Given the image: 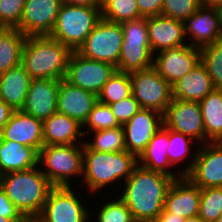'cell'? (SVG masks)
<instances>
[{
    "mask_svg": "<svg viewBox=\"0 0 222 222\" xmlns=\"http://www.w3.org/2000/svg\"><path fill=\"white\" fill-rule=\"evenodd\" d=\"M173 180L164 173L149 170L138 164L122 184L124 189L120 191L119 197L132 212L136 222L155 221L163 211Z\"/></svg>",
    "mask_w": 222,
    "mask_h": 222,
    "instance_id": "1",
    "label": "cell"
},
{
    "mask_svg": "<svg viewBox=\"0 0 222 222\" xmlns=\"http://www.w3.org/2000/svg\"><path fill=\"white\" fill-rule=\"evenodd\" d=\"M138 165V157L128 151L100 152L83 144V184L89 194L100 193L113 183L121 186ZM121 182H118L120 181ZM117 182V183H116ZM92 192V193H91Z\"/></svg>",
    "mask_w": 222,
    "mask_h": 222,
    "instance_id": "2",
    "label": "cell"
},
{
    "mask_svg": "<svg viewBox=\"0 0 222 222\" xmlns=\"http://www.w3.org/2000/svg\"><path fill=\"white\" fill-rule=\"evenodd\" d=\"M72 51L49 35L27 36L21 64L32 79H64Z\"/></svg>",
    "mask_w": 222,
    "mask_h": 222,
    "instance_id": "3",
    "label": "cell"
},
{
    "mask_svg": "<svg viewBox=\"0 0 222 222\" xmlns=\"http://www.w3.org/2000/svg\"><path fill=\"white\" fill-rule=\"evenodd\" d=\"M0 185L25 217L41 214L48 193L54 187L39 166L0 175Z\"/></svg>",
    "mask_w": 222,
    "mask_h": 222,
    "instance_id": "4",
    "label": "cell"
},
{
    "mask_svg": "<svg viewBox=\"0 0 222 222\" xmlns=\"http://www.w3.org/2000/svg\"><path fill=\"white\" fill-rule=\"evenodd\" d=\"M101 19V8L62 3L49 36L71 51H78Z\"/></svg>",
    "mask_w": 222,
    "mask_h": 222,
    "instance_id": "5",
    "label": "cell"
},
{
    "mask_svg": "<svg viewBox=\"0 0 222 222\" xmlns=\"http://www.w3.org/2000/svg\"><path fill=\"white\" fill-rule=\"evenodd\" d=\"M38 165L54 187H70L73 178L83 177V144L44 145Z\"/></svg>",
    "mask_w": 222,
    "mask_h": 222,
    "instance_id": "6",
    "label": "cell"
},
{
    "mask_svg": "<svg viewBox=\"0 0 222 222\" xmlns=\"http://www.w3.org/2000/svg\"><path fill=\"white\" fill-rule=\"evenodd\" d=\"M124 41L116 70L133 72L153 66L154 54L151 51L147 17L121 23Z\"/></svg>",
    "mask_w": 222,
    "mask_h": 222,
    "instance_id": "7",
    "label": "cell"
},
{
    "mask_svg": "<svg viewBox=\"0 0 222 222\" xmlns=\"http://www.w3.org/2000/svg\"><path fill=\"white\" fill-rule=\"evenodd\" d=\"M123 41L121 23L101 19L77 52L85 58L109 63L116 67Z\"/></svg>",
    "mask_w": 222,
    "mask_h": 222,
    "instance_id": "8",
    "label": "cell"
},
{
    "mask_svg": "<svg viewBox=\"0 0 222 222\" xmlns=\"http://www.w3.org/2000/svg\"><path fill=\"white\" fill-rule=\"evenodd\" d=\"M74 190L71 186L53 187L38 218L43 222H91L89 220L94 217L89 210L91 207L82 202L85 197H80Z\"/></svg>",
    "mask_w": 222,
    "mask_h": 222,
    "instance_id": "9",
    "label": "cell"
},
{
    "mask_svg": "<svg viewBox=\"0 0 222 222\" xmlns=\"http://www.w3.org/2000/svg\"><path fill=\"white\" fill-rule=\"evenodd\" d=\"M132 96L141 109H152L164 114L172 101V86L152 66L130 72Z\"/></svg>",
    "mask_w": 222,
    "mask_h": 222,
    "instance_id": "10",
    "label": "cell"
},
{
    "mask_svg": "<svg viewBox=\"0 0 222 222\" xmlns=\"http://www.w3.org/2000/svg\"><path fill=\"white\" fill-rule=\"evenodd\" d=\"M115 71L116 67L109 63L88 59L72 51L64 80L98 96Z\"/></svg>",
    "mask_w": 222,
    "mask_h": 222,
    "instance_id": "11",
    "label": "cell"
},
{
    "mask_svg": "<svg viewBox=\"0 0 222 222\" xmlns=\"http://www.w3.org/2000/svg\"><path fill=\"white\" fill-rule=\"evenodd\" d=\"M164 126L206 144L205 128L199 102L172 99L163 114Z\"/></svg>",
    "mask_w": 222,
    "mask_h": 222,
    "instance_id": "12",
    "label": "cell"
},
{
    "mask_svg": "<svg viewBox=\"0 0 222 222\" xmlns=\"http://www.w3.org/2000/svg\"><path fill=\"white\" fill-rule=\"evenodd\" d=\"M157 53L154 54L153 67L171 86L200 62V48L189 44Z\"/></svg>",
    "mask_w": 222,
    "mask_h": 222,
    "instance_id": "13",
    "label": "cell"
},
{
    "mask_svg": "<svg viewBox=\"0 0 222 222\" xmlns=\"http://www.w3.org/2000/svg\"><path fill=\"white\" fill-rule=\"evenodd\" d=\"M183 23L187 43L191 46L202 48L222 40V10L201 5Z\"/></svg>",
    "mask_w": 222,
    "mask_h": 222,
    "instance_id": "14",
    "label": "cell"
},
{
    "mask_svg": "<svg viewBox=\"0 0 222 222\" xmlns=\"http://www.w3.org/2000/svg\"><path fill=\"white\" fill-rule=\"evenodd\" d=\"M198 147L195 162L186 177L200 189L222 187V145L208 142Z\"/></svg>",
    "mask_w": 222,
    "mask_h": 222,
    "instance_id": "15",
    "label": "cell"
},
{
    "mask_svg": "<svg viewBox=\"0 0 222 222\" xmlns=\"http://www.w3.org/2000/svg\"><path fill=\"white\" fill-rule=\"evenodd\" d=\"M163 125V114L160 112L152 109L139 110L122 125L127 151L139 157Z\"/></svg>",
    "mask_w": 222,
    "mask_h": 222,
    "instance_id": "16",
    "label": "cell"
},
{
    "mask_svg": "<svg viewBox=\"0 0 222 222\" xmlns=\"http://www.w3.org/2000/svg\"><path fill=\"white\" fill-rule=\"evenodd\" d=\"M59 79H32L21 111L44 121L57 112Z\"/></svg>",
    "mask_w": 222,
    "mask_h": 222,
    "instance_id": "17",
    "label": "cell"
},
{
    "mask_svg": "<svg viewBox=\"0 0 222 222\" xmlns=\"http://www.w3.org/2000/svg\"><path fill=\"white\" fill-rule=\"evenodd\" d=\"M147 30L153 54L164 49L188 44L183 21L163 15L151 16L147 17Z\"/></svg>",
    "mask_w": 222,
    "mask_h": 222,
    "instance_id": "18",
    "label": "cell"
},
{
    "mask_svg": "<svg viewBox=\"0 0 222 222\" xmlns=\"http://www.w3.org/2000/svg\"><path fill=\"white\" fill-rule=\"evenodd\" d=\"M201 189L186 176L174 179L164 202V210L189 218L199 214Z\"/></svg>",
    "mask_w": 222,
    "mask_h": 222,
    "instance_id": "19",
    "label": "cell"
},
{
    "mask_svg": "<svg viewBox=\"0 0 222 222\" xmlns=\"http://www.w3.org/2000/svg\"><path fill=\"white\" fill-rule=\"evenodd\" d=\"M0 136L35 148L38 152L44 146L42 121L21 110L13 111Z\"/></svg>",
    "mask_w": 222,
    "mask_h": 222,
    "instance_id": "20",
    "label": "cell"
},
{
    "mask_svg": "<svg viewBox=\"0 0 222 222\" xmlns=\"http://www.w3.org/2000/svg\"><path fill=\"white\" fill-rule=\"evenodd\" d=\"M98 102V96L66 80H60L57 112L78 120L82 125Z\"/></svg>",
    "mask_w": 222,
    "mask_h": 222,
    "instance_id": "21",
    "label": "cell"
},
{
    "mask_svg": "<svg viewBox=\"0 0 222 222\" xmlns=\"http://www.w3.org/2000/svg\"><path fill=\"white\" fill-rule=\"evenodd\" d=\"M42 125L44 145L84 144L83 125L65 114L55 112Z\"/></svg>",
    "mask_w": 222,
    "mask_h": 222,
    "instance_id": "22",
    "label": "cell"
},
{
    "mask_svg": "<svg viewBox=\"0 0 222 222\" xmlns=\"http://www.w3.org/2000/svg\"><path fill=\"white\" fill-rule=\"evenodd\" d=\"M214 89L211 78L200 61L191 71L172 85V98L200 102Z\"/></svg>",
    "mask_w": 222,
    "mask_h": 222,
    "instance_id": "23",
    "label": "cell"
},
{
    "mask_svg": "<svg viewBox=\"0 0 222 222\" xmlns=\"http://www.w3.org/2000/svg\"><path fill=\"white\" fill-rule=\"evenodd\" d=\"M169 145V129L164 125L152 137L145 150L138 157V164L149 170L164 173L173 179L182 176L178 171H172L167 155ZM177 172V173H176Z\"/></svg>",
    "mask_w": 222,
    "mask_h": 222,
    "instance_id": "24",
    "label": "cell"
},
{
    "mask_svg": "<svg viewBox=\"0 0 222 222\" xmlns=\"http://www.w3.org/2000/svg\"><path fill=\"white\" fill-rule=\"evenodd\" d=\"M39 152L18 142L0 136V175L37 167Z\"/></svg>",
    "mask_w": 222,
    "mask_h": 222,
    "instance_id": "25",
    "label": "cell"
},
{
    "mask_svg": "<svg viewBox=\"0 0 222 222\" xmlns=\"http://www.w3.org/2000/svg\"><path fill=\"white\" fill-rule=\"evenodd\" d=\"M32 78L24 66L12 67L0 74V98L13 110L23 107Z\"/></svg>",
    "mask_w": 222,
    "mask_h": 222,
    "instance_id": "26",
    "label": "cell"
},
{
    "mask_svg": "<svg viewBox=\"0 0 222 222\" xmlns=\"http://www.w3.org/2000/svg\"><path fill=\"white\" fill-rule=\"evenodd\" d=\"M206 143L219 142L222 138V90L214 89L199 102Z\"/></svg>",
    "mask_w": 222,
    "mask_h": 222,
    "instance_id": "27",
    "label": "cell"
},
{
    "mask_svg": "<svg viewBox=\"0 0 222 222\" xmlns=\"http://www.w3.org/2000/svg\"><path fill=\"white\" fill-rule=\"evenodd\" d=\"M26 38L19 29L0 28V74L21 63Z\"/></svg>",
    "mask_w": 222,
    "mask_h": 222,
    "instance_id": "28",
    "label": "cell"
},
{
    "mask_svg": "<svg viewBox=\"0 0 222 222\" xmlns=\"http://www.w3.org/2000/svg\"><path fill=\"white\" fill-rule=\"evenodd\" d=\"M192 143L195 144V141L190 136H187L180 132L169 129V145L166 150L169 163L171 164L172 167L175 165L178 167L179 163H181L180 167L184 166L183 168H179L177 170L179 171L181 176H186L191 171L193 164L195 162L198 147L196 146V149H194L195 152H192V154L190 155L189 154L191 152L190 148L193 146ZM190 156H193V157H190ZM189 157L191 158V160L188 159L189 161L188 165L187 167H185V164L183 163V161L184 162L187 161L186 158H189Z\"/></svg>",
    "mask_w": 222,
    "mask_h": 222,
    "instance_id": "29",
    "label": "cell"
},
{
    "mask_svg": "<svg viewBox=\"0 0 222 222\" xmlns=\"http://www.w3.org/2000/svg\"><path fill=\"white\" fill-rule=\"evenodd\" d=\"M93 133L92 135H89ZM88 136L93 137L84 140V144L94 151L100 152H121L127 151L125 136L122 125L107 130L89 132ZM91 139V140H90ZM92 141V142H91Z\"/></svg>",
    "mask_w": 222,
    "mask_h": 222,
    "instance_id": "30",
    "label": "cell"
},
{
    "mask_svg": "<svg viewBox=\"0 0 222 222\" xmlns=\"http://www.w3.org/2000/svg\"><path fill=\"white\" fill-rule=\"evenodd\" d=\"M131 94L130 73L116 70L98 94V101L109 105L129 97Z\"/></svg>",
    "mask_w": 222,
    "mask_h": 222,
    "instance_id": "31",
    "label": "cell"
},
{
    "mask_svg": "<svg viewBox=\"0 0 222 222\" xmlns=\"http://www.w3.org/2000/svg\"><path fill=\"white\" fill-rule=\"evenodd\" d=\"M101 17L114 23L142 18L136 0H103Z\"/></svg>",
    "mask_w": 222,
    "mask_h": 222,
    "instance_id": "32",
    "label": "cell"
},
{
    "mask_svg": "<svg viewBox=\"0 0 222 222\" xmlns=\"http://www.w3.org/2000/svg\"><path fill=\"white\" fill-rule=\"evenodd\" d=\"M200 61L204 64L214 88L222 90V40L200 48Z\"/></svg>",
    "mask_w": 222,
    "mask_h": 222,
    "instance_id": "33",
    "label": "cell"
},
{
    "mask_svg": "<svg viewBox=\"0 0 222 222\" xmlns=\"http://www.w3.org/2000/svg\"><path fill=\"white\" fill-rule=\"evenodd\" d=\"M222 214V187L201 189L198 216L204 222H216Z\"/></svg>",
    "mask_w": 222,
    "mask_h": 222,
    "instance_id": "34",
    "label": "cell"
},
{
    "mask_svg": "<svg viewBox=\"0 0 222 222\" xmlns=\"http://www.w3.org/2000/svg\"><path fill=\"white\" fill-rule=\"evenodd\" d=\"M119 126L121 125L116 120L110 106L98 101L83 124V132L84 135H88L91 131L107 130ZM85 129L87 130L85 131Z\"/></svg>",
    "mask_w": 222,
    "mask_h": 222,
    "instance_id": "35",
    "label": "cell"
},
{
    "mask_svg": "<svg viewBox=\"0 0 222 222\" xmlns=\"http://www.w3.org/2000/svg\"><path fill=\"white\" fill-rule=\"evenodd\" d=\"M113 198L112 201L105 200L99 212L96 213L97 220H92L95 222H136L125 202L118 195L117 198L116 196H113Z\"/></svg>",
    "mask_w": 222,
    "mask_h": 222,
    "instance_id": "36",
    "label": "cell"
},
{
    "mask_svg": "<svg viewBox=\"0 0 222 222\" xmlns=\"http://www.w3.org/2000/svg\"><path fill=\"white\" fill-rule=\"evenodd\" d=\"M62 3V0H26L24 8H41V36L52 32Z\"/></svg>",
    "mask_w": 222,
    "mask_h": 222,
    "instance_id": "37",
    "label": "cell"
},
{
    "mask_svg": "<svg viewBox=\"0 0 222 222\" xmlns=\"http://www.w3.org/2000/svg\"><path fill=\"white\" fill-rule=\"evenodd\" d=\"M201 5L200 0H164L161 15L184 22Z\"/></svg>",
    "mask_w": 222,
    "mask_h": 222,
    "instance_id": "38",
    "label": "cell"
},
{
    "mask_svg": "<svg viewBox=\"0 0 222 222\" xmlns=\"http://www.w3.org/2000/svg\"><path fill=\"white\" fill-rule=\"evenodd\" d=\"M26 0H0V28L18 29Z\"/></svg>",
    "mask_w": 222,
    "mask_h": 222,
    "instance_id": "39",
    "label": "cell"
},
{
    "mask_svg": "<svg viewBox=\"0 0 222 222\" xmlns=\"http://www.w3.org/2000/svg\"><path fill=\"white\" fill-rule=\"evenodd\" d=\"M18 29L26 36H41V8H24Z\"/></svg>",
    "mask_w": 222,
    "mask_h": 222,
    "instance_id": "40",
    "label": "cell"
},
{
    "mask_svg": "<svg viewBox=\"0 0 222 222\" xmlns=\"http://www.w3.org/2000/svg\"><path fill=\"white\" fill-rule=\"evenodd\" d=\"M109 106L120 125L128 122L139 110H141L139 102L132 94L119 102L109 104Z\"/></svg>",
    "mask_w": 222,
    "mask_h": 222,
    "instance_id": "41",
    "label": "cell"
},
{
    "mask_svg": "<svg viewBox=\"0 0 222 222\" xmlns=\"http://www.w3.org/2000/svg\"><path fill=\"white\" fill-rule=\"evenodd\" d=\"M0 214L7 219H12L14 222H25L26 217L20 210L11 202L6 192L0 185Z\"/></svg>",
    "mask_w": 222,
    "mask_h": 222,
    "instance_id": "42",
    "label": "cell"
},
{
    "mask_svg": "<svg viewBox=\"0 0 222 222\" xmlns=\"http://www.w3.org/2000/svg\"><path fill=\"white\" fill-rule=\"evenodd\" d=\"M164 0H136L140 15L144 18L161 15Z\"/></svg>",
    "mask_w": 222,
    "mask_h": 222,
    "instance_id": "43",
    "label": "cell"
},
{
    "mask_svg": "<svg viewBox=\"0 0 222 222\" xmlns=\"http://www.w3.org/2000/svg\"><path fill=\"white\" fill-rule=\"evenodd\" d=\"M13 111L14 110L0 98V133L8 123Z\"/></svg>",
    "mask_w": 222,
    "mask_h": 222,
    "instance_id": "44",
    "label": "cell"
},
{
    "mask_svg": "<svg viewBox=\"0 0 222 222\" xmlns=\"http://www.w3.org/2000/svg\"><path fill=\"white\" fill-rule=\"evenodd\" d=\"M65 4L101 8L103 0H62Z\"/></svg>",
    "mask_w": 222,
    "mask_h": 222,
    "instance_id": "45",
    "label": "cell"
},
{
    "mask_svg": "<svg viewBox=\"0 0 222 222\" xmlns=\"http://www.w3.org/2000/svg\"><path fill=\"white\" fill-rule=\"evenodd\" d=\"M185 218L182 216H177L176 214H172L170 212H166L164 209L159 214L157 219L154 222H184Z\"/></svg>",
    "mask_w": 222,
    "mask_h": 222,
    "instance_id": "46",
    "label": "cell"
},
{
    "mask_svg": "<svg viewBox=\"0 0 222 222\" xmlns=\"http://www.w3.org/2000/svg\"><path fill=\"white\" fill-rule=\"evenodd\" d=\"M200 2L203 6L222 10V0H200Z\"/></svg>",
    "mask_w": 222,
    "mask_h": 222,
    "instance_id": "47",
    "label": "cell"
},
{
    "mask_svg": "<svg viewBox=\"0 0 222 222\" xmlns=\"http://www.w3.org/2000/svg\"><path fill=\"white\" fill-rule=\"evenodd\" d=\"M184 222H204L198 215L189 217V218H185Z\"/></svg>",
    "mask_w": 222,
    "mask_h": 222,
    "instance_id": "48",
    "label": "cell"
},
{
    "mask_svg": "<svg viewBox=\"0 0 222 222\" xmlns=\"http://www.w3.org/2000/svg\"><path fill=\"white\" fill-rule=\"evenodd\" d=\"M25 222H43V221L40 220L38 217H26Z\"/></svg>",
    "mask_w": 222,
    "mask_h": 222,
    "instance_id": "49",
    "label": "cell"
},
{
    "mask_svg": "<svg viewBox=\"0 0 222 222\" xmlns=\"http://www.w3.org/2000/svg\"><path fill=\"white\" fill-rule=\"evenodd\" d=\"M0 222H14L12 219H7L5 217H3L2 214H0Z\"/></svg>",
    "mask_w": 222,
    "mask_h": 222,
    "instance_id": "50",
    "label": "cell"
},
{
    "mask_svg": "<svg viewBox=\"0 0 222 222\" xmlns=\"http://www.w3.org/2000/svg\"><path fill=\"white\" fill-rule=\"evenodd\" d=\"M216 222H222V214L219 216V218L216 220Z\"/></svg>",
    "mask_w": 222,
    "mask_h": 222,
    "instance_id": "51",
    "label": "cell"
}]
</instances>
